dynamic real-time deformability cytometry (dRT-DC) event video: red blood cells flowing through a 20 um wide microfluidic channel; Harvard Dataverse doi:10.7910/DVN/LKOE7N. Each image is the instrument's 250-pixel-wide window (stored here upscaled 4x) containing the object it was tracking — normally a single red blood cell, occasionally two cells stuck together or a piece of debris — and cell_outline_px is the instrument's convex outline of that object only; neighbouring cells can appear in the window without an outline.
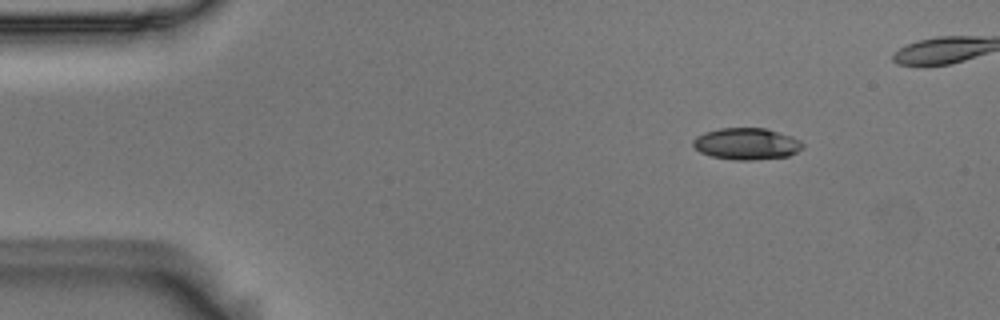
{"species": "Egyptian fruit bat (a non-hibernating species)", "species_latin": "Rousettus aegyptiacus", "temperature_condition": "room temperature", "stored_images_in_passage": 43, "camera_frame_rate_fps": 3000, "um_per_image_px": 0.085, "animal": {"sex": "male"}, "frame": {"image": 1, "passage_image": 1, "time_ms": 0.0, "image_size_px": [1000, 320], "cell_outline_px": [[804, 148], [788, 156], [756, 160], [736, 160], [712, 156], [700, 152], [692, 144], [692, 140], [696, 136], [704, 132], [720, 128], [764, 128], [792, 136], [800, 140], [804, 144]], "centroid_in_image_um": [63.47, 12.22], "position_along_channel_um": 21.5, "area_um2": 20.29}}
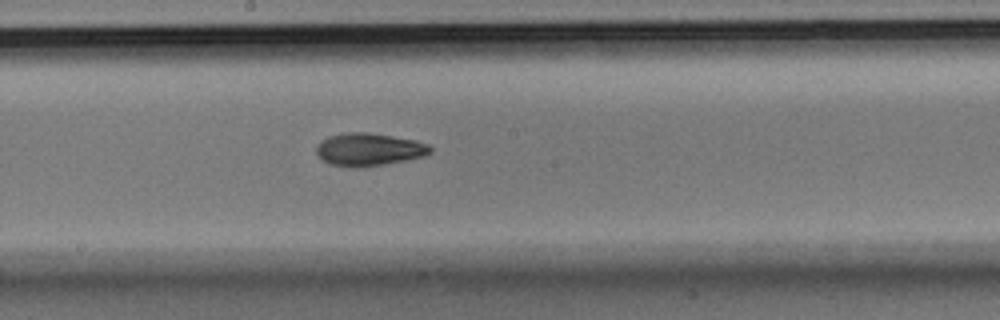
{"frame": {"image": 2, "passage_image": 23, "time_ms": 7.333, "image_size_px": [1000, 320], "cell_outline_px": [[432, 152], [424, 156], [384, 164], [360, 168], [348, 168], [328, 164], [316, 152], [316, 148], [320, 140], [328, 136], [348, 132], [368, 132], [416, 140], [428, 144], [432, 148]], "centroid_in_image_um": [31.34, 12.71], "position_along_channel_um": 216.9, "area_um2": 21.91}}
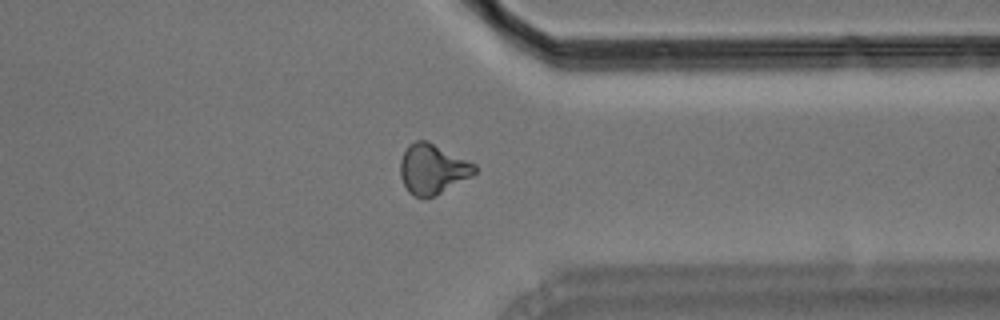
{"frame": {"image": 3, "passage_image": 36, "time_ms": 11.667, "image_size_px": [1000, 320], "cell_outline_px": [[476, 172], [472, 176], [432, 196], [412, 196], [408, 192], [400, 176], [400, 160], [408, 144], [416, 140], [428, 140], [476, 164]], "centroid_in_image_um": [36.75, 14.33], "position_along_channel_um": 374.6, "area_um2": 21.5}, "authors_computed_cell_mechanics": {"area_um2": 20.9236, "velocity_mm_per_s": 3.7146, "shape_relaxation_time_tau1_ms": 5.6381, "shape_relaxation_time_tau2_ms": 3.9498, "deformation_change_tau1": 0.1482, "deformation_change_tau2": 0.1011}}